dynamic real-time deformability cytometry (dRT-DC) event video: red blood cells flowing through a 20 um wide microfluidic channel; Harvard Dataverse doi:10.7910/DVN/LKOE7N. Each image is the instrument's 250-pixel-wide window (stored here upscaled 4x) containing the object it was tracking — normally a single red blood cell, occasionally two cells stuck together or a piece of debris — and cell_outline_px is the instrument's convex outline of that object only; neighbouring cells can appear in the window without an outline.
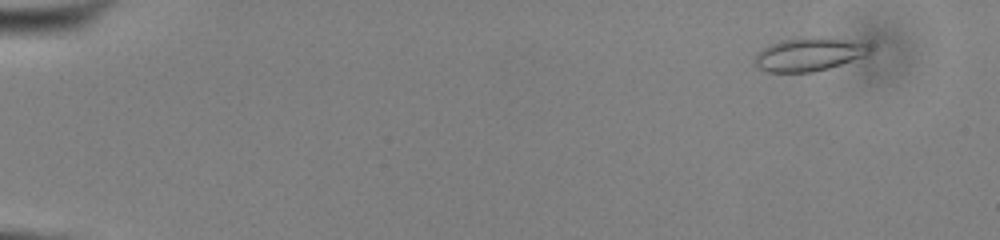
{"species": "common noctule bat (a hibernating species)", "species_latin": "Nyctalus noctula", "temperature_condition": "cold", "stored_images_in_passage": 51, "camera_frame_rate_fps": 3000, "um_per_image_px": 0.085, "animal": {"sex": "male", "body_mass_g": 13.0, "forearm_length_mm": 53.1}, "frame": {"image": 1, "passage_image": 2, "time_ms": 0.333, "image_size_px": [1000, 240], "cell_outline_px": [[872, 52], [864, 56], [828, 68], [812, 72], [768, 72], [760, 68], [756, 64], [756, 56], [764, 48], [780, 40], [800, 36], [828, 36], [852, 40], [868, 44], [872, 48]], "centroid_in_image_um": [68.83, 4.58], "position_along_channel_um": 16.2, "area_um2": 22.54}}
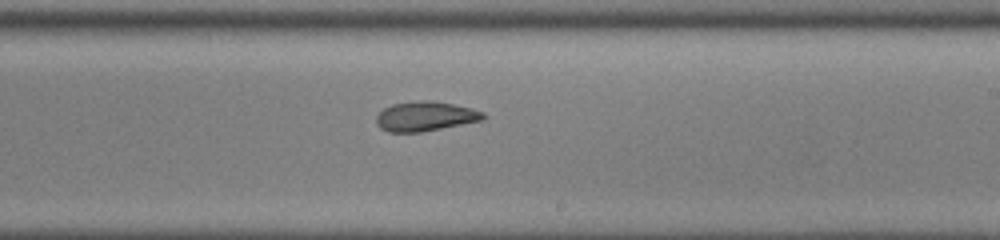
{"frame": {"image": 2, "passage_image": 31, "time_ms": 10.0, "image_size_px": [1000, 240], "cell_outline_px": [[488, 116], [484, 120], [420, 132], [388, 132], [380, 128], [376, 124], [376, 116], [384, 108], [392, 104], [420, 100], [432, 100], [472, 108], [484, 112]], "centroid_in_image_um": [36.17, 9.88], "position_along_channel_um": 252.8, "area_um2": 18.55}}
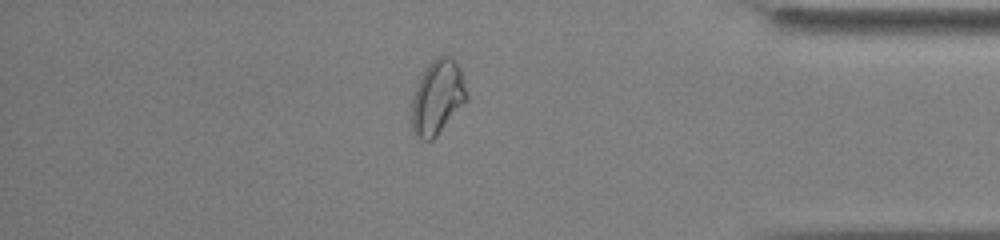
{"frame": {"image": 3, "passage_image": 44, "time_ms": 14.333, "image_size_px": [1000, 240], "cell_outline_px": [[468, 100], [436, 136], [432, 140], [424, 140], [412, 128], [412, 100], [416, 88], [428, 64], [436, 56], [452, 56], [460, 68], [468, 96]], "centroid_in_image_um": [37.22, 8.24], "position_along_channel_um": 398.0, "area_um2": 23.41}, "authors_computed_cell_mechanics": {"area_um2": 19.5942, "velocity_mm_per_s": 3.8921, "shape_relaxation_time_tau1_ms": 5.6558, "shape_relaxation_time_tau2_ms": 1.5997, "deformation_change_tau1": 0.156, "deformation_change_tau2": 0.0784}}